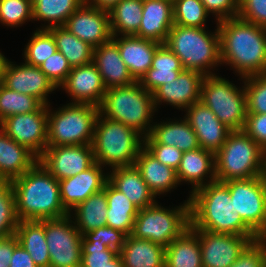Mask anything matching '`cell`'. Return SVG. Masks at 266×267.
Listing matches in <instances>:
<instances>
[{"instance_id": "6da1fadb", "label": "cell", "mask_w": 266, "mask_h": 267, "mask_svg": "<svg viewBox=\"0 0 266 267\" xmlns=\"http://www.w3.org/2000/svg\"><path fill=\"white\" fill-rule=\"evenodd\" d=\"M221 64H227L241 79L266 74V28L238 16L217 21Z\"/></svg>"}, {"instance_id": "7a4b0ae2", "label": "cell", "mask_w": 266, "mask_h": 267, "mask_svg": "<svg viewBox=\"0 0 266 267\" xmlns=\"http://www.w3.org/2000/svg\"><path fill=\"white\" fill-rule=\"evenodd\" d=\"M190 228L212 233L258 236L240 217L228 187L219 181L196 189L189 196Z\"/></svg>"}, {"instance_id": "3957f363", "label": "cell", "mask_w": 266, "mask_h": 267, "mask_svg": "<svg viewBox=\"0 0 266 267\" xmlns=\"http://www.w3.org/2000/svg\"><path fill=\"white\" fill-rule=\"evenodd\" d=\"M19 221L61 219L69 212L60 198L59 180L39 162L11 181Z\"/></svg>"}, {"instance_id": "277c9868", "label": "cell", "mask_w": 266, "mask_h": 267, "mask_svg": "<svg viewBox=\"0 0 266 267\" xmlns=\"http://www.w3.org/2000/svg\"><path fill=\"white\" fill-rule=\"evenodd\" d=\"M157 110L153 93L144 89L138 81L128 86L108 88L99 106L102 116L123 123L143 138L151 133V119Z\"/></svg>"}, {"instance_id": "5b68a950", "label": "cell", "mask_w": 266, "mask_h": 267, "mask_svg": "<svg viewBox=\"0 0 266 267\" xmlns=\"http://www.w3.org/2000/svg\"><path fill=\"white\" fill-rule=\"evenodd\" d=\"M214 161L219 182L266 175V151L244 130L231 131Z\"/></svg>"}, {"instance_id": "8992f818", "label": "cell", "mask_w": 266, "mask_h": 267, "mask_svg": "<svg viewBox=\"0 0 266 267\" xmlns=\"http://www.w3.org/2000/svg\"><path fill=\"white\" fill-rule=\"evenodd\" d=\"M165 44L180 59L185 70L197 71L206 76L215 74L211 69L221 65L218 27L210 33L206 28L174 24Z\"/></svg>"}, {"instance_id": "52a82bcc", "label": "cell", "mask_w": 266, "mask_h": 267, "mask_svg": "<svg viewBox=\"0 0 266 267\" xmlns=\"http://www.w3.org/2000/svg\"><path fill=\"white\" fill-rule=\"evenodd\" d=\"M91 145L95 161L101 166H131L144 146V138L123 123L99 113Z\"/></svg>"}, {"instance_id": "ba28073f", "label": "cell", "mask_w": 266, "mask_h": 267, "mask_svg": "<svg viewBox=\"0 0 266 267\" xmlns=\"http://www.w3.org/2000/svg\"><path fill=\"white\" fill-rule=\"evenodd\" d=\"M49 107L47 146L92 144L99 107L73 102L54 112Z\"/></svg>"}, {"instance_id": "9c48e42d", "label": "cell", "mask_w": 266, "mask_h": 267, "mask_svg": "<svg viewBox=\"0 0 266 267\" xmlns=\"http://www.w3.org/2000/svg\"><path fill=\"white\" fill-rule=\"evenodd\" d=\"M190 226V201L167 209L158 202L139 209L131 235L167 247Z\"/></svg>"}, {"instance_id": "30bf717a", "label": "cell", "mask_w": 266, "mask_h": 267, "mask_svg": "<svg viewBox=\"0 0 266 267\" xmlns=\"http://www.w3.org/2000/svg\"><path fill=\"white\" fill-rule=\"evenodd\" d=\"M200 101L230 130H243L247 117V98L244 86L236 85L216 74L204 76Z\"/></svg>"}, {"instance_id": "8fae6325", "label": "cell", "mask_w": 266, "mask_h": 267, "mask_svg": "<svg viewBox=\"0 0 266 267\" xmlns=\"http://www.w3.org/2000/svg\"><path fill=\"white\" fill-rule=\"evenodd\" d=\"M242 220L259 236H266V175L223 182Z\"/></svg>"}, {"instance_id": "7c38bea8", "label": "cell", "mask_w": 266, "mask_h": 267, "mask_svg": "<svg viewBox=\"0 0 266 267\" xmlns=\"http://www.w3.org/2000/svg\"><path fill=\"white\" fill-rule=\"evenodd\" d=\"M72 215L45 220V238L50 254L49 267H80L82 235L72 221Z\"/></svg>"}, {"instance_id": "4fadbf2b", "label": "cell", "mask_w": 266, "mask_h": 267, "mask_svg": "<svg viewBox=\"0 0 266 267\" xmlns=\"http://www.w3.org/2000/svg\"><path fill=\"white\" fill-rule=\"evenodd\" d=\"M0 128L39 157L47 147L48 105L42 104L31 113L6 117L0 122Z\"/></svg>"}, {"instance_id": "5bb4252c", "label": "cell", "mask_w": 266, "mask_h": 267, "mask_svg": "<svg viewBox=\"0 0 266 267\" xmlns=\"http://www.w3.org/2000/svg\"><path fill=\"white\" fill-rule=\"evenodd\" d=\"M38 162L57 180L76 176L96 163L91 144L47 146Z\"/></svg>"}, {"instance_id": "9a60e30c", "label": "cell", "mask_w": 266, "mask_h": 267, "mask_svg": "<svg viewBox=\"0 0 266 267\" xmlns=\"http://www.w3.org/2000/svg\"><path fill=\"white\" fill-rule=\"evenodd\" d=\"M199 237L203 267H229L240 252L259 236H240L192 229Z\"/></svg>"}, {"instance_id": "2e32d148", "label": "cell", "mask_w": 266, "mask_h": 267, "mask_svg": "<svg viewBox=\"0 0 266 267\" xmlns=\"http://www.w3.org/2000/svg\"><path fill=\"white\" fill-rule=\"evenodd\" d=\"M64 27L93 48L112 39L109 11L84 1L67 19Z\"/></svg>"}, {"instance_id": "e0dca14e", "label": "cell", "mask_w": 266, "mask_h": 267, "mask_svg": "<svg viewBox=\"0 0 266 267\" xmlns=\"http://www.w3.org/2000/svg\"><path fill=\"white\" fill-rule=\"evenodd\" d=\"M14 62L5 61L1 72V83L18 93L34 96L42 104L49 105L48 94L57 89L40 67L26 63L15 65Z\"/></svg>"}, {"instance_id": "ac0fdd59", "label": "cell", "mask_w": 266, "mask_h": 267, "mask_svg": "<svg viewBox=\"0 0 266 267\" xmlns=\"http://www.w3.org/2000/svg\"><path fill=\"white\" fill-rule=\"evenodd\" d=\"M185 110L184 118L195 131L200 147L215 154L232 130L225 126L214 112L201 101L192 104Z\"/></svg>"}, {"instance_id": "d6986e66", "label": "cell", "mask_w": 266, "mask_h": 267, "mask_svg": "<svg viewBox=\"0 0 266 267\" xmlns=\"http://www.w3.org/2000/svg\"><path fill=\"white\" fill-rule=\"evenodd\" d=\"M102 168L104 167L99 163H95L76 176L59 180L61 202L69 214L73 213L72 209L78 204L104 189L108 181V172L103 173Z\"/></svg>"}, {"instance_id": "ffe728a7", "label": "cell", "mask_w": 266, "mask_h": 267, "mask_svg": "<svg viewBox=\"0 0 266 267\" xmlns=\"http://www.w3.org/2000/svg\"><path fill=\"white\" fill-rule=\"evenodd\" d=\"M203 78L200 72L184 69L175 80L159 86L153 92L155 109L163 102L182 110L200 101Z\"/></svg>"}, {"instance_id": "44dd1931", "label": "cell", "mask_w": 266, "mask_h": 267, "mask_svg": "<svg viewBox=\"0 0 266 267\" xmlns=\"http://www.w3.org/2000/svg\"><path fill=\"white\" fill-rule=\"evenodd\" d=\"M60 87L69 93L73 103H85L97 107L101 105L107 90L93 62L73 67Z\"/></svg>"}, {"instance_id": "7402d4cb", "label": "cell", "mask_w": 266, "mask_h": 267, "mask_svg": "<svg viewBox=\"0 0 266 267\" xmlns=\"http://www.w3.org/2000/svg\"><path fill=\"white\" fill-rule=\"evenodd\" d=\"M112 40L117 44L120 56L135 81H139L142 76L151 68L153 55L161 43L137 37L135 35L112 36Z\"/></svg>"}, {"instance_id": "603a6c76", "label": "cell", "mask_w": 266, "mask_h": 267, "mask_svg": "<svg viewBox=\"0 0 266 267\" xmlns=\"http://www.w3.org/2000/svg\"><path fill=\"white\" fill-rule=\"evenodd\" d=\"M173 25V1L143 0L141 25L135 36L165 44Z\"/></svg>"}, {"instance_id": "cb8c5ba5", "label": "cell", "mask_w": 266, "mask_h": 267, "mask_svg": "<svg viewBox=\"0 0 266 267\" xmlns=\"http://www.w3.org/2000/svg\"><path fill=\"white\" fill-rule=\"evenodd\" d=\"M96 65L106 87L128 86L135 82L122 60L117 44L111 39L93 50Z\"/></svg>"}, {"instance_id": "d4e9b609", "label": "cell", "mask_w": 266, "mask_h": 267, "mask_svg": "<svg viewBox=\"0 0 266 267\" xmlns=\"http://www.w3.org/2000/svg\"><path fill=\"white\" fill-rule=\"evenodd\" d=\"M176 173L179 183H185L186 181L192 184V191L190 193L208 183L216 181L214 153L201 147L183 152ZM208 177L209 179H207Z\"/></svg>"}, {"instance_id": "484cf974", "label": "cell", "mask_w": 266, "mask_h": 267, "mask_svg": "<svg viewBox=\"0 0 266 267\" xmlns=\"http://www.w3.org/2000/svg\"><path fill=\"white\" fill-rule=\"evenodd\" d=\"M38 162L27 147L16 143L0 128V181L20 177Z\"/></svg>"}, {"instance_id": "4316f807", "label": "cell", "mask_w": 266, "mask_h": 267, "mask_svg": "<svg viewBox=\"0 0 266 267\" xmlns=\"http://www.w3.org/2000/svg\"><path fill=\"white\" fill-rule=\"evenodd\" d=\"M134 165L156 197L164 195L180 184L176 170L162 164L144 146L140 149Z\"/></svg>"}, {"instance_id": "83f0119b", "label": "cell", "mask_w": 266, "mask_h": 267, "mask_svg": "<svg viewBox=\"0 0 266 267\" xmlns=\"http://www.w3.org/2000/svg\"><path fill=\"white\" fill-rule=\"evenodd\" d=\"M111 170L112 172L108 173V181L138 209L146 208L157 202L156 196L144 182L135 165L115 167Z\"/></svg>"}, {"instance_id": "f1b7e54d", "label": "cell", "mask_w": 266, "mask_h": 267, "mask_svg": "<svg viewBox=\"0 0 266 267\" xmlns=\"http://www.w3.org/2000/svg\"><path fill=\"white\" fill-rule=\"evenodd\" d=\"M183 70L180 59L166 44H161L153 55L151 68L138 82L153 93L159 86L175 80Z\"/></svg>"}, {"instance_id": "f546056e", "label": "cell", "mask_w": 266, "mask_h": 267, "mask_svg": "<svg viewBox=\"0 0 266 267\" xmlns=\"http://www.w3.org/2000/svg\"><path fill=\"white\" fill-rule=\"evenodd\" d=\"M124 267H165V247L149 240L126 237L119 252Z\"/></svg>"}, {"instance_id": "4dcf8cb0", "label": "cell", "mask_w": 266, "mask_h": 267, "mask_svg": "<svg viewBox=\"0 0 266 267\" xmlns=\"http://www.w3.org/2000/svg\"><path fill=\"white\" fill-rule=\"evenodd\" d=\"M103 190L108 204L106 225L130 235L139 209L109 181Z\"/></svg>"}, {"instance_id": "1f68e13d", "label": "cell", "mask_w": 266, "mask_h": 267, "mask_svg": "<svg viewBox=\"0 0 266 267\" xmlns=\"http://www.w3.org/2000/svg\"><path fill=\"white\" fill-rule=\"evenodd\" d=\"M165 267H203L199 237L190 227L165 247Z\"/></svg>"}, {"instance_id": "d6a6232c", "label": "cell", "mask_w": 266, "mask_h": 267, "mask_svg": "<svg viewBox=\"0 0 266 267\" xmlns=\"http://www.w3.org/2000/svg\"><path fill=\"white\" fill-rule=\"evenodd\" d=\"M154 123L150 135L158 143L175 146L182 152L200 148L197 135L185 118Z\"/></svg>"}, {"instance_id": "836d02e7", "label": "cell", "mask_w": 266, "mask_h": 267, "mask_svg": "<svg viewBox=\"0 0 266 267\" xmlns=\"http://www.w3.org/2000/svg\"><path fill=\"white\" fill-rule=\"evenodd\" d=\"M15 235L37 267L50 266V254L45 238V220L19 221Z\"/></svg>"}, {"instance_id": "e575fe53", "label": "cell", "mask_w": 266, "mask_h": 267, "mask_svg": "<svg viewBox=\"0 0 266 267\" xmlns=\"http://www.w3.org/2000/svg\"><path fill=\"white\" fill-rule=\"evenodd\" d=\"M107 206L106 193L101 190L72 209L73 223L82 236L89 231L106 226Z\"/></svg>"}, {"instance_id": "d590c367", "label": "cell", "mask_w": 266, "mask_h": 267, "mask_svg": "<svg viewBox=\"0 0 266 267\" xmlns=\"http://www.w3.org/2000/svg\"><path fill=\"white\" fill-rule=\"evenodd\" d=\"M54 37L57 50L68 60L71 68L93 62L94 48L72 34L64 26L47 29Z\"/></svg>"}, {"instance_id": "8d00e7d4", "label": "cell", "mask_w": 266, "mask_h": 267, "mask_svg": "<svg viewBox=\"0 0 266 267\" xmlns=\"http://www.w3.org/2000/svg\"><path fill=\"white\" fill-rule=\"evenodd\" d=\"M143 0H121L110 14L112 36L136 35L141 25Z\"/></svg>"}, {"instance_id": "74e56055", "label": "cell", "mask_w": 266, "mask_h": 267, "mask_svg": "<svg viewBox=\"0 0 266 267\" xmlns=\"http://www.w3.org/2000/svg\"><path fill=\"white\" fill-rule=\"evenodd\" d=\"M85 0H31L33 20L47 21L41 29L64 26L69 16L74 13Z\"/></svg>"}, {"instance_id": "f35d334b", "label": "cell", "mask_w": 266, "mask_h": 267, "mask_svg": "<svg viewBox=\"0 0 266 267\" xmlns=\"http://www.w3.org/2000/svg\"><path fill=\"white\" fill-rule=\"evenodd\" d=\"M41 105L34 96L18 93L0 83V122L11 115L34 112Z\"/></svg>"}, {"instance_id": "ab89813d", "label": "cell", "mask_w": 266, "mask_h": 267, "mask_svg": "<svg viewBox=\"0 0 266 267\" xmlns=\"http://www.w3.org/2000/svg\"><path fill=\"white\" fill-rule=\"evenodd\" d=\"M57 51L53 35L47 29L35 30L24 48L25 63L39 67L46 59Z\"/></svg>"}, {"instance_id": "60d3db41", "label": "cell", "mask_w": 266, "mask_h": 267, "mask_svg": "<svg viewBox=\"0 0 266 267\" xmlns=\"http://www.w3.org/2000/svg\"><path fill=\"white\" fill-rule=\"evenodd\" d=\"M209 14L200 0H173V21L176 25L206 28Z\"/></svg>"}, {"instance_id": "b9f144b4", "label": "cell", "mask_w": 266, "mask_h": 267, "mask_svg": "<svg viewBox=\"0 0 266 267\" xmlns=\"http://www.w3.org/2000/svg\"><path fill=\"white\" fill-rule=\"evenodd\" d=\"M18 224L11 181H0V239L14 235Z\"/></svg>"}, {"instance_id": "7bdbcfd3", "label": "cell", "mask_w": 266, "mask_h": 267, "mask_svg": "<svg viewBox=\"0 0 266 267\" xmlns=\"http://www.w3.org/2000/svg\"><path fill=\"white\" fill-rule=\"evenodd\" d=\"M247 113L266 114V74L243 78Z\"/></svg>"}, {"instance_id": "ee69618b", "label": "cell", "mask_w": 266, "mask_h": 267, "mask_svg": "<svg viewBox=\"0 0 266 267\" xmlns=\"http://www.w3.org/2000/svg\"><path fill=\"white\" fill-rule=\"evenodd\" d=\"M33 20L31 0H0V22L6 26L19 27Z\"/></svg>"}, {"instance_id": "f6af8a7d", "label": "cell", "mask_w": 266, "mask_h": 267, "mask_svg": "<svg viewBox=\"0 0 266 267\" xmlns=\"http://www.w3.org/2000/svg\"><path fill=\"white\" fill-rule=\"evenodd\" d=\"M81 245L82 257L80 267L106 266L118 254L115 250L101 243V240L88 241L82 236Z\"/></svg>"}, {"instance_id": "bcb514c9", "label": "cell", "mask_w": 266, "mask_h": 267, "mask_svg": "<svg viewBox=\"0 0 266 267\" xmlns=\"http://www.w3.org/2000/svg\"><path fill=\"white\" fill-rule=\"evenodd\" d=\"M229 267H266V238L250 241Z\"/></svg>"}, {"instance_id": "7dc6e473", "label": "cell", "mask_w": 266, "mask_h": 267, "mask_svg": "<svg viewBox=\"0 0 266 267\" xmlns=\"http://www.w3.org/2000/svg\"><path fill=\"white\" fill-rule=\"evenodd\" d=\"M39 67L56 88H59L65 82L72 69L68 60L58 50Z\"/></svg>"}, {"instance_id": "c3c4849f", "label": "cell", "mask_w": 266, "mask_h": 267, "mask_svg": "<svg viewBox=\"0 0 266 267\" xmlns=\"http://www.w3.org/2000/svg\"><path fill=\"white\" fill-rule=\"evenodd\" d=\"M144 147L162 164L177 170L183 155L177 147L160 144L150 134L144 138Z\"/></svg>"}, {"instance_id": "681fc988", "label": "cell", "mask_w": 266, "mask_h": 267, "mask_svg": "<svg viewBox=\"0 0 266 267\" xmlns=\"http://www.w3.org/2000/svg\"><path fill=\"white\" fill-rule=\"evenodd\" d=\"M88 241L101 240L108 248L120 252L127 235L119 230H116L110 226L99 227L95 230L89 231L83 235Z\"/></svg>"}, {"instance_id": "f907efd6", "label": "cell", "mask_w": 266, "mask_h": 267, "mask_svg": "<svg viewBox=\"0 0 266 267\" xmlns=\"http://www.w3.org/2000/svg\"><path fill=\"white\" fill-rule=\"evenodd\" d=\"M238 17L266 28V0H239Z\"/></svg>"}, {"instance_id": "816d5d0a", "label": "cell", "mask_w": 266, "mask_h": 267, "mask_svg": "<svg viewBox=\"0 0 266 267\" xmlns=\"http://www.w3.org/2000/svg\"><path fill=\"white\" fill-rule=\"evenodd\" d=\"M243 130L266 151V114L247 113Z\"/></svg>"}, {"instance_id": "f5cc1de1", "label": "cell", "mask_w": 266, "mask_h": 267, "mask_svg": "<svg viewBox=\"0 0 266 267\" xmlns=\"http://www.w3.org/2000/svg\"><path fill=\"white\" fill-rule=\"evenodd\" d=\"M206 10L216 17V21L238 16L239 0H200Z\"/></svg>"}, {"instance_id": "db71d44e", "label": "cell", "mask_w": 266, "mask_h": 267, "mask_svg": "<svg viewBox=\"0 0 266 267\" xmlns=\"http://www.w3.org/2000/svg\"><path fill=\"white\" fill-rule=\"evenodd\" d=\"M19 245L16 235L0 239V267H9L14 249Z\"/></svg>"}, {"instance_id": "11a10c76", "label": "cell", "mask_w": 266, "mask_h": 267, "mask_svg": "<svg viewBox=\"0 0 266 267\" xmlns=\"http://www.w3.org/2000/svg\"><path fill=\"white\" fill-rule=\"evenodd\" d=\"M9 267H37L30 254L19 244L13 252Z\"/></svg>"}, {"instance_id": "9f6ffc18", "label": "cell", "mask_w": 266, "mask_h": 267, "mask_svg": "<svg viewBox=\"0 0 266 267\" xmlns=\"http://www.w3.org/2000/svg\"><path fill=\"white\" fill-rule=\"evenodd\" d=\"M89 5L109 11L121 0H85Z\"/></svg>"}, {"instance_id": "6f0895ef", "label": "cell", "mask_w": 266, "mask_h": 267, "mask_svg": "<svg viewBox=\"0 0 266 267\" xmlns=\"http://www.w3.org/2000/svg\"><path fill=\"white\" fill-rule=\"evenodd\" d=\"M103 267H124L119 253L110 262H108V265Z\"/></svg>"}, {"instance_id": "680465c9", "label": "cell", "mask_w": 266, "mask_h": 267, "mask_svg": "<svg viewBox=\"0 0 266 267\" xmlns=\"http://www.w3.org/2000/svg\"><path fill=\"white\" fill-rule=\"evenodd\" d=\"M6 60V57L0 52V70L3 69Z\"/></svg>"}]
</instances>
